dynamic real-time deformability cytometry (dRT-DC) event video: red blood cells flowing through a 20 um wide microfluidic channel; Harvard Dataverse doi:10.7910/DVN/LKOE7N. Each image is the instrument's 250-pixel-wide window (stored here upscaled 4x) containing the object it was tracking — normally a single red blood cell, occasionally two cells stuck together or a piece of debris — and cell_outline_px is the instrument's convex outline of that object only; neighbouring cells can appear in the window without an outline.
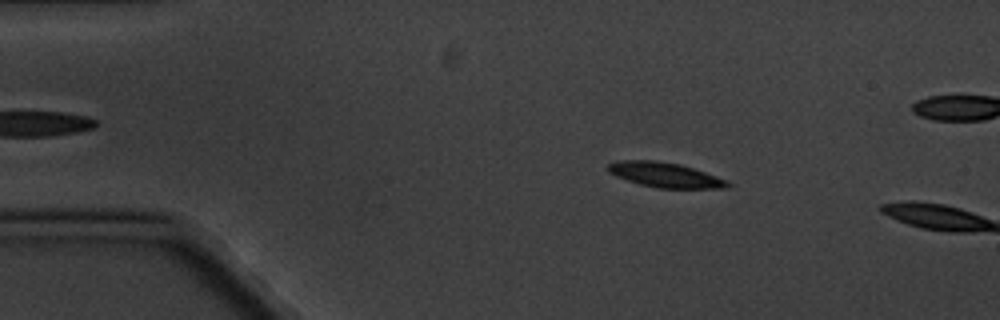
{"species": "common noctule bat (a hibernating species)", "species_latin": "Nyctalus noctula", "temperature_condition": "cold", "stored_images_in_passage": 4, "camera_frame_rate_fps": 3000, "um_per_image_px": 0.085, "animal": {"sex": "male", "body_mass_g": 20.1, "forearm_length_mm": 53.5}, "frame": {"image": 1, "passage_image": 2, "time_ms": 1.333, "image_size_px": [1000, 320], "cell_outline_px": [[732, 184], [728, 188], [656, 188], [640, 184], [616, 176], [608, 172], [608, 164], [620, 160], [656, 160], [680, 164], [728, 180]], "centroid_in_image_um": [56.55, 14.87], "position_along_channel_um": 28.5, "area_um2": 17.28}}